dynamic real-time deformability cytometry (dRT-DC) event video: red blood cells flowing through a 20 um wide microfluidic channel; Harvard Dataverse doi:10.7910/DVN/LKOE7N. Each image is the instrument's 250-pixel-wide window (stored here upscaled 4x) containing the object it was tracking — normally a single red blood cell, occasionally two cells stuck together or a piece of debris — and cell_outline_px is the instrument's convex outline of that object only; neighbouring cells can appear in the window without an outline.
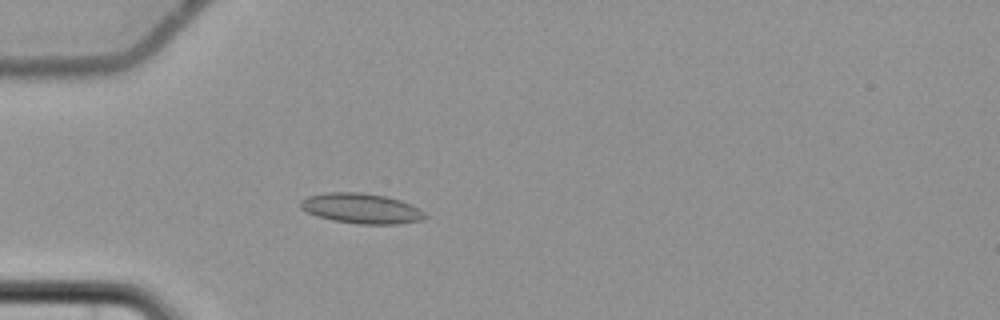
{"species": "common noctule bat (a hibernating species)", "species_latin": "Nyctalus noctula", "temperature_condition": "cold", "stored_images_in_passage": 5, "camera_frame_rate_fps": 3000, "um_per_image_px": 0.085, "animal": {"sex": "female", "body_mass_g": 22.7, "forearm_length_mm": 54.2}, "frame": {"image": 1, "passage_image": 5, "time_ms": 5.0, "image_size_px": [1000, 320], "cell_outline_px": [[428, 216], [424, 220], [400, 224], [356, 224], [332, 220], [316, 216], [300, 208], [300, 200], [308, 196], [328, 192], [360, 192], [384, 196], [400, 200], [412, 204], [420, 208]], "centroid_in_image_um": [30.74, 17.72], "position_along_channel_um": 54.3, "area_um2": 22.14}}